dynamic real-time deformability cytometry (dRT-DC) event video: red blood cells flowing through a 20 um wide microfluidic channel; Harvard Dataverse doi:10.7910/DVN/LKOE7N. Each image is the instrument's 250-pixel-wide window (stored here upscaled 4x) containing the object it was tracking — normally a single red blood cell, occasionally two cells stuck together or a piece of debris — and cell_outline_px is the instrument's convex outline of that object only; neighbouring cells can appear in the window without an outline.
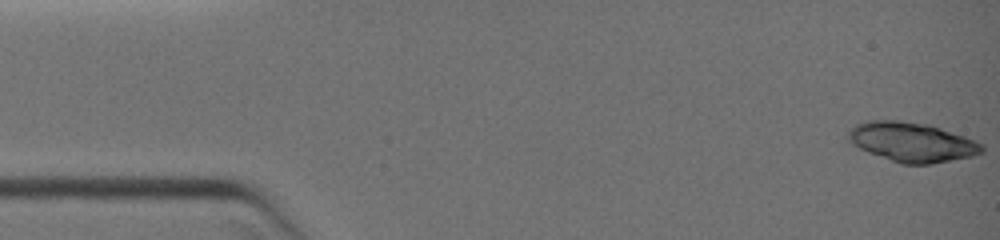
{"species": "common noctule bat (a hibernating species)", "species_latin": "Nyctalus noctula", "temperature_condition": "warm", "stored_images_in_passage": 26, "camera_frame_rate_fps": 3000, "um_per_image_px": 0.085, "animal": {"sex": "female", "body_mass_g": 19.0, "forearm_length_mm": 51.5}, "frame": {"image": 1, "passage_image": 1, "time_ms": 0.0, "image_size_px": [1000, 240], "cell_outline_px": [[984, 152], [972, 156], [932, 164], [900, 164], [868, 152], [852, 144], [848, 140], [848, 132], [856, 124], [868, 120], [900, 120], [928, 124], [964, 136], [980, 144], [984, 148]], "centroid_in_image_um": [77.49, 12.08], "position_along_channel_um": 7.5, "area_um2": 30.63}}
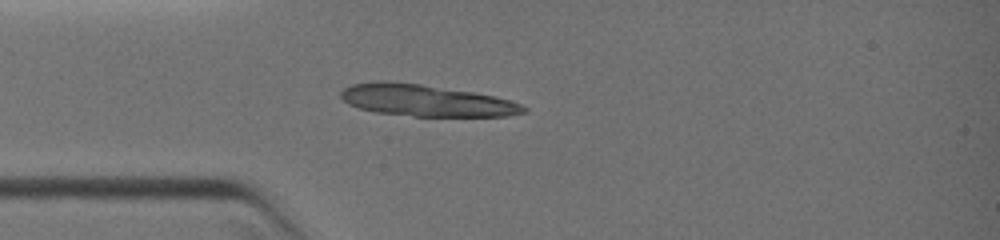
{"frame": {"image": 2, "passage_image": 9, "time_ms": 3.333, "image_size_px": [1000, 240], "cell_outline_px": [[528, 112], [508, 116], [416, 116], [376, 112], [360, 108], [348, 104], [340, 96], [340, 92], [344, 88], [352, 84], [376, 80], [388, 80], [420, 84], [472, 92], [496, 96], [520, 104], [528, 108]], "centroid_in_image_um": [36.2, 8.53], "position_along_channel_um": 48.8, "area_um2": 33.7}}